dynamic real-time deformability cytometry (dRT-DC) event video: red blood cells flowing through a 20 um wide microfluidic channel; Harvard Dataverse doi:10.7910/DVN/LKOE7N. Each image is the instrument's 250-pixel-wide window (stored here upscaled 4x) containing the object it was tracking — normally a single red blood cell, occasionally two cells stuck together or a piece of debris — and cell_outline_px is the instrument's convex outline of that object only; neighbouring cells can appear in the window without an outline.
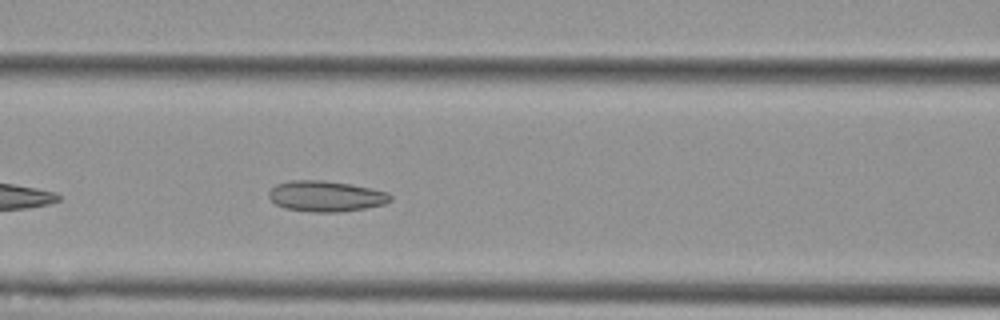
{"species": "Egyptian fruit bat (a non-hibernating species)", "species_latin": "Rousettus aegyptiacus", "temperature_condition": "cold", "stored_images_in_passage": 32, "camera_frame_rate_fps": 3000, "um_per_image_px": 0.085, "animal": {"sex": "female"}, "frame": {"image": 1, "passage_image": 9, "time_ms": 2.667, "image_size_px": [1000, 320], "cell_outline_px": [[392, 200], [384, 204], [364, 208], [340, 212], [312, 212], [284, 208], [276, 204], [268, 196], [268, 192], [276, 184], [292, 180], [324, 180], [372, 188], [388, 192], [392, 196]], "centroid_in_image_um": [27.7, 16.67], "position_along_channel_um": 138.9, "area_um2": 21.79}}
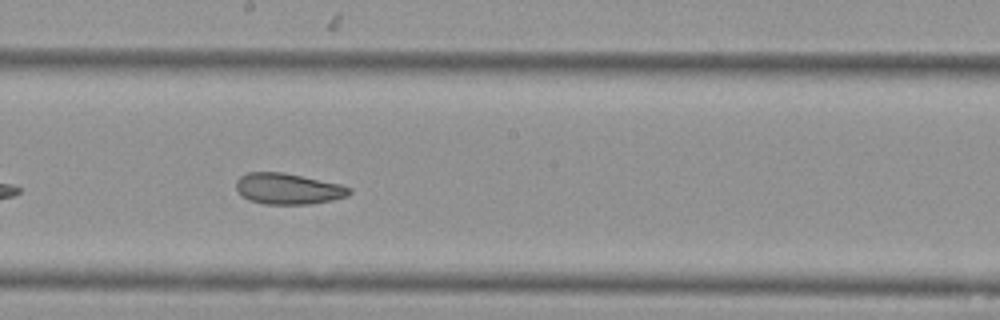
{"frame": {"image": 2, "passage_image": 16, "time_ms": 5.0, "image_size_px": [1000, 320], "cell_outline_px": [[352, 192], [348, 196], [332, 200], [308, 204], [264, 204], [248, 200], [236, 188], [236, 180], [240, 176], [248, 172], [284, 172], [340, 184], [352, 188]], "centroid_in_image_um": [24.5, 16.04], "position_along_channel_um": 223.7, "area_um2": 20.46}}
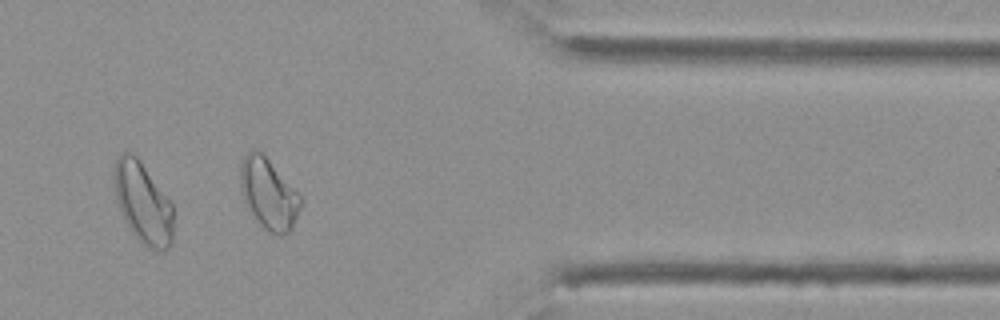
{"frame": {"image": 3, "passage_image": 31, "time_ms": 10.0, "image_size_px": [1000, 320], "cell_outline_px": [[172, 244], [168, 248], [156, 252], [148, 248], [132, 232], [124, 220], [116, 204], [116, 156], [120, 152], [132, 152], [140, 160], [172, 204]], "centroid_in_image_um": [12.16, 17.27], "position_along_channel_um": 399.2, "area_um2": 27.57}, "authors_computed_cell_mechanics": {"area_um2": 21.2415, "velocity_mm_per_s": 3.6624, "shape_relaxation_time_tau1_ms": null, "shape_relaxation_time_tau2_ms": 2.7052, "deformation_change_tau1": null, "deformation_change_tau2": 0.0848}}